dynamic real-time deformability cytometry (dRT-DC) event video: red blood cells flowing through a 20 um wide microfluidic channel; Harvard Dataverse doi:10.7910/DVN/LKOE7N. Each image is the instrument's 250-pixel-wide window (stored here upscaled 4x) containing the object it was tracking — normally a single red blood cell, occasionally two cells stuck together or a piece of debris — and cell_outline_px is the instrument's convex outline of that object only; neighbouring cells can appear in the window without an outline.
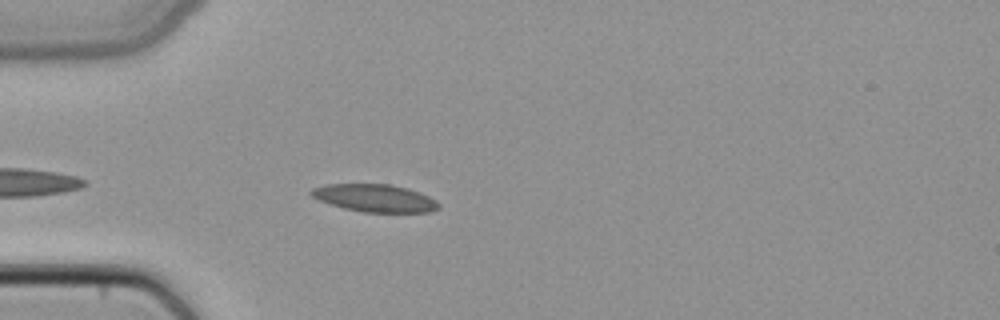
{"species": "common noctule bat (a hibernating species)", "species_latin": "Nyctalus noctula", "temperature_condition": "cold", "stored_images_in_passage": 37, "camera_frame_rate_fps": 3000, "um_per_image_px": 0.085, "animal": {"sex": "female", "body_mass_g": 22.7, "forearm_length_mm": 54.2}, "frame": {"image": 1, "passage_image": 4, "time_ms": 1.0, "image_size_px": [1000, 320], "cell_outline_px": [[440, 208], [432, 212], [364, 212], [344, 208], [320, 200], [312, 196], [308, 192], [312, 188], [324, 184], [388, 184], [408, 188], [420, 192], [436, 200], [440, 204]], "centroid_in_image_um": [31.89, 16.83], "position_along_channel_um": 53.1, "area_um2": 20.52}}
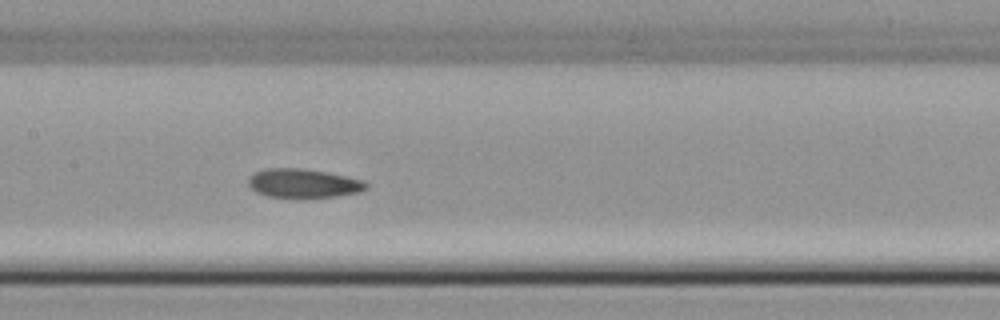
{"frame": {"image": 2, "passage_image": 14, "time_ms": 4.333, "image_size_px": [1000, 320], "cell_outline_px": [[368, 188], [360, 192], [336, 196], [304, 200], [268, 196], [256, 192], [248, 184], [248, 176], [264, 168], [300, 168], [348, 176], [364, 180], [368, 184]], "centroid_in_image_um": [25.79, 15.61], "position_along_channel_um": 181.6, "area_um2": 20.52}}
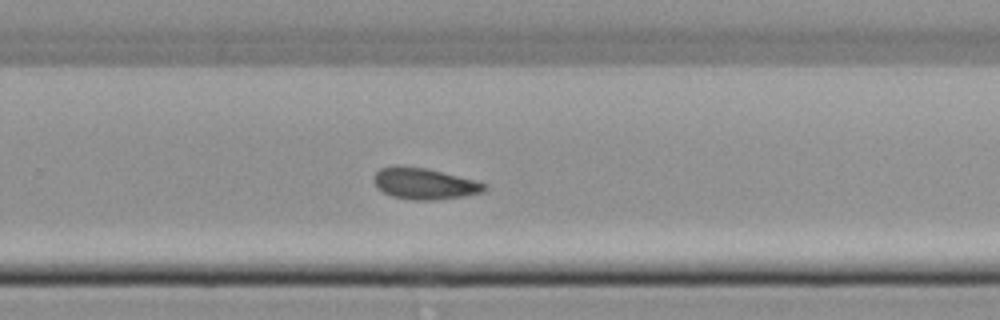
{"frame": {"image": 3, "passage_image": 22, "time_ms": 7.0, "image_size_px": [1000, 320], "cell_outline_px": [[488, 188], [484, 192], [464, 196], [432, 200], [412, 200], [392, 196], [376, 188], [372, 180], [372, 176], [380, 168], [396, 164], [400, 164], [428, 168], [476, 180], [488, 184]], "centroid_in_image_um": [36.05, 15.58], "position_along_channel_um": 293.7, "area_um2": 20.75}}